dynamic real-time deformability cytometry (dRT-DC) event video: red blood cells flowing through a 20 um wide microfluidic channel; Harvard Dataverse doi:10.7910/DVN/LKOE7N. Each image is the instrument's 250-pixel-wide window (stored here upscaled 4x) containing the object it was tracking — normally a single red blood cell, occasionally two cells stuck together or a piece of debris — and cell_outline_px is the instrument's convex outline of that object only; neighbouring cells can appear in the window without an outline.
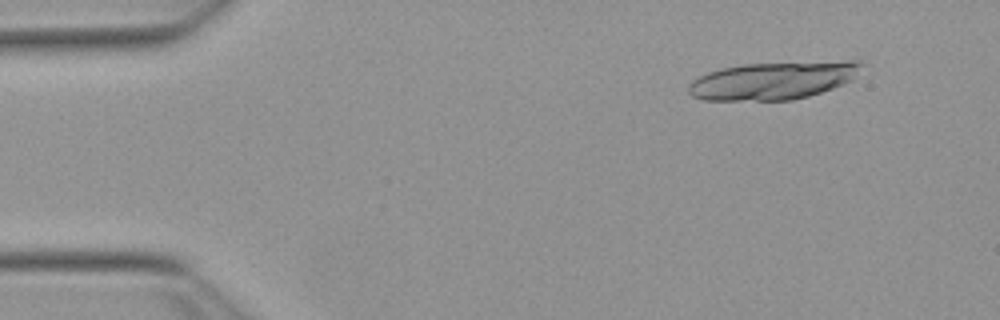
{"species": "Egyptian fruit bat (a non-hibernating species)", "species_latin": "Rousettus aegyptiacus", "temperature_condition": "warm", "stored_images_in_passage": 17, "camera_frame_rate_fps": 3000, "um_per_image_px": 0.085, "animal": {"sex": "female"}, "frame": {"image": 1, "passage_image": 5, "time_ms": 1.333, "image_size_px": [1000, 320], "cell_outline_px": [[868, 64], [852, 80], [832, 88], [808, 96], [792, 100], [704, 100], [692, 96], [688, 92], [688, 84], [692, 80], [708, 72], [720, 68], [744, 64], [848, 60], [860, 60]], "centroid_in_image_um": [65.78, 6.82], "position_along_channel_um": 19.2, "area_um2": 38.49}}